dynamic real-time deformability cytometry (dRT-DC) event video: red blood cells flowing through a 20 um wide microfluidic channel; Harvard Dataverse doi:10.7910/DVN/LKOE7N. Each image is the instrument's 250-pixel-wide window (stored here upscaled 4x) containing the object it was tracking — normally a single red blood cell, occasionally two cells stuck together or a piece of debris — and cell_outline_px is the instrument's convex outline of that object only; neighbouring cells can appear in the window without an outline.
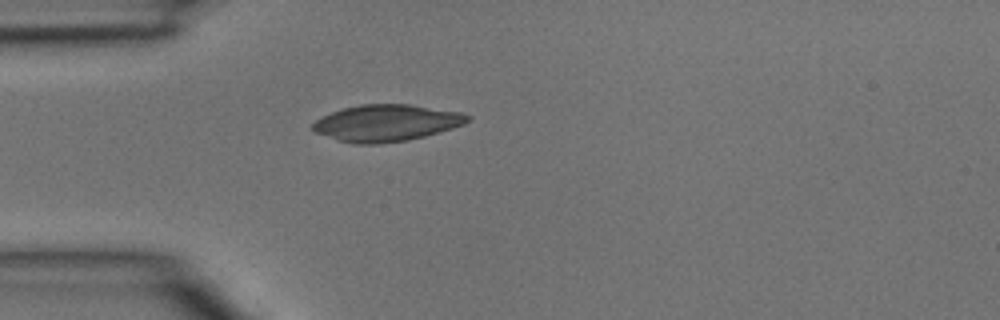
{"species": "common noctule bat (a hibernating species)", "species_latin": "Nyctalus noctula", "temperature_condition": "room temperature", "stored_images_in_passage": 1, "camera_frame_rate_fps": 3000, "um_per_image_px": 0.085, "animal": {"sex": "male", "body_mass_g": 15.6}, "frame": {"image": 1, "passage_image": 1, "time_ms": 0.0, "image_size_px": [1000, 320], "cell_outline_px": [[472, 116], [464, 124], [452, 128], [424, 136], [408, 140], [380, 144], [356, 144], [340, 140], [312, 132], [312, 124], [316, 120], [332, 112], [344, 108], [360, 104], [412, 104], [464, 112]], "centroid_in_image_um": [32.87, 10.44], "position_along_channel_um": 52.1, "area_um2": 33.18}}